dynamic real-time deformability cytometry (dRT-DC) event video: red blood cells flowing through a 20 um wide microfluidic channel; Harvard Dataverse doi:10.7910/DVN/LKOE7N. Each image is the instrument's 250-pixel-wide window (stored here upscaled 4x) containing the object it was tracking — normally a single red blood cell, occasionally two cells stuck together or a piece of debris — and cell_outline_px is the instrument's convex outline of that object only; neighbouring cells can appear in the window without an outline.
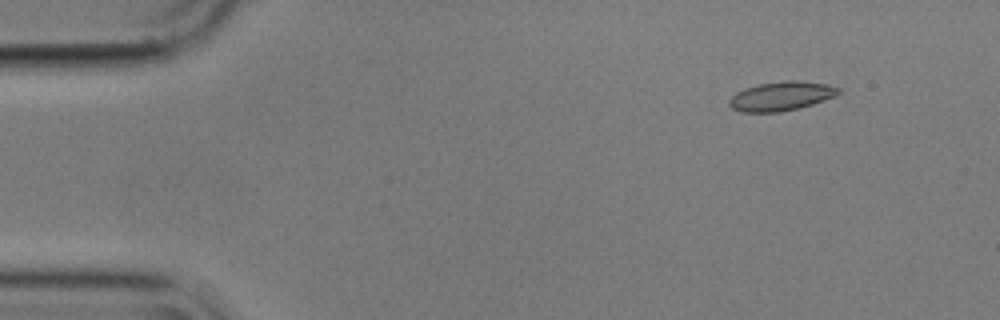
{"species": "common noctule bat (a hibernating species)", "species_latin": "Nyctalus noctula", "temperature_condition": "cold", "stored_images_in_passage": 12, "camera_frame_rate_fps": 3000, "um_per_image_px": 0.085, "animal": {"sex": "male", "body_mass_g": 17.9}, "frame": {"image": 1, "passage_image": 2, "time_ms": 0.333, "image_size_px": [1000, 320], "cell_outline_px": [[840, 92], [836, 96], [812, 104], [780, 112], [744, 112], [732, 108], [728, 104], [728, 100], [736, 92], [744, 88], [760, 84], [784, 80], [796, 80], [828, 84], [840, 88]], "centroid_in_image_um": [66.4, 8.16], "position_along_channel_um": 18.6, "area_um2": 18.5}}
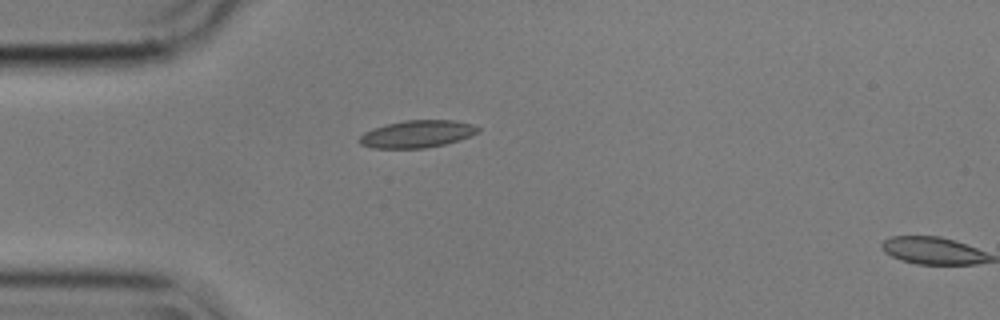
{"frame": {"image": 2, "passage_image": 11, "time_ms": 3.333, "image_size_px": [1000, 320], "cell_outline_px": [[480, 132], [472, 136], [460, 140], [444, 144], [424, 148], [372, 148], [360, 144], [360, 136], [364, 132], [372, 128], [384, 124], [404, 120], [456, 120], [472, 124], [480, 128]], "centroid_in_image_um": [35.48, 11.38], "position_along_channel_um": 49.5, "area_um2": 19.07}}